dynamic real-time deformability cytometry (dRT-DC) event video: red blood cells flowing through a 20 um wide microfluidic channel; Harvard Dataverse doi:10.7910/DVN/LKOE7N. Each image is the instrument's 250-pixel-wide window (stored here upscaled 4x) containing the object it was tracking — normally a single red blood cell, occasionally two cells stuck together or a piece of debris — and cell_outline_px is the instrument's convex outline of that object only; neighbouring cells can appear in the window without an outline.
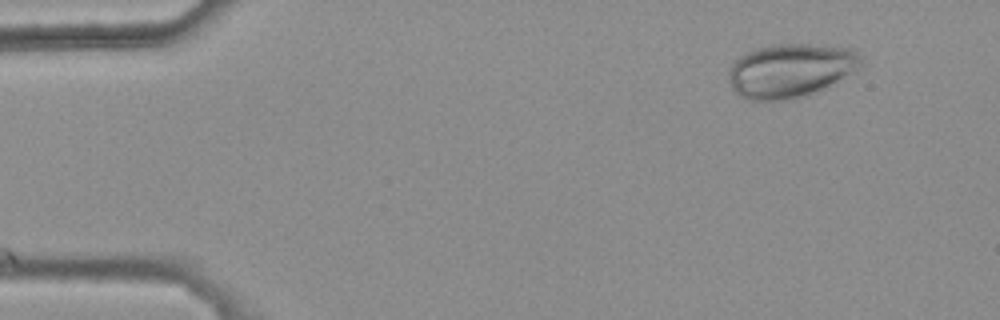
{"species": "common noctule bat (a hibernating species)", "species_latin": "Nyctalus noctula", "temperature_condition": "warm", "stored_images_in_passage": 27, "camera_frame_rate_fps": 3000, "um_per_image_px": 0.085, "animal": {"sex": "female", "body_mass_g": 25.1}, "frame": {"image": 1, "passage_image": 1, "time_ms": 0.0, "image_size_px": [1000, 320], "cell_outline_px": [[864, 56], [860, 68], [808, 96], [788, 100], [748, 100], [740, 96], [732, 88], [728, 80], [728, 72], [732, 64], [744, 52], [756, 48], [772, 44], [808, 44], [852, 48], [860, 52]], "centroid_in_image_um": [67.2, 5.98], "position_along_channel_um": 17.8, "area_um2": 41.91}}